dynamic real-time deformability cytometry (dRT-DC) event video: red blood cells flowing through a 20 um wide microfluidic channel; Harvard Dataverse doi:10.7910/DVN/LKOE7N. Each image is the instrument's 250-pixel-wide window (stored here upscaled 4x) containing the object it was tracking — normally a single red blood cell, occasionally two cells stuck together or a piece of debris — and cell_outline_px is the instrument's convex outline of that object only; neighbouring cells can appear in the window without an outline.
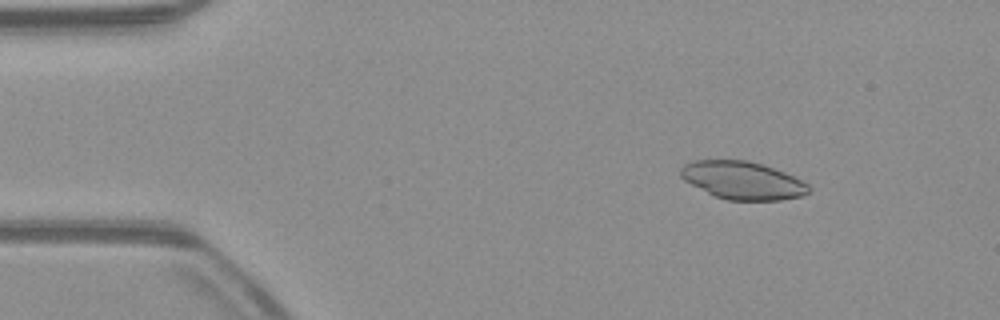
{"species": "common noctule bat (a hibernating species)", "species_latin": "Nyctalus noctula", "temperature_condition": "warm", "stored_images_in_passage": 51, "camera_frame_rate_fps": 3000, "um_per_image_px": 0.085, "animal": {"sex": "male", "body_mass_g": 23.1, "forearm_length_mm": 52.7}, "frame": {"image": 1, "passage_image": 6, "time_ms": 1.667, "image_size_px": [1000, 320], "cell_outline_px": [[812, 188], [808, 192], [800, 196], [780, 200], [728, 200], [712, 196], [684, 180], [680, 176], [680, 168], [684, 164], [696, 160], [748, 160], [764, 164], [796, 176], [808, 184]], "centroid_in_image_um": [63.13, 15.33], "position_along_channel_um": 21.9, "area_um2": 28.55}}